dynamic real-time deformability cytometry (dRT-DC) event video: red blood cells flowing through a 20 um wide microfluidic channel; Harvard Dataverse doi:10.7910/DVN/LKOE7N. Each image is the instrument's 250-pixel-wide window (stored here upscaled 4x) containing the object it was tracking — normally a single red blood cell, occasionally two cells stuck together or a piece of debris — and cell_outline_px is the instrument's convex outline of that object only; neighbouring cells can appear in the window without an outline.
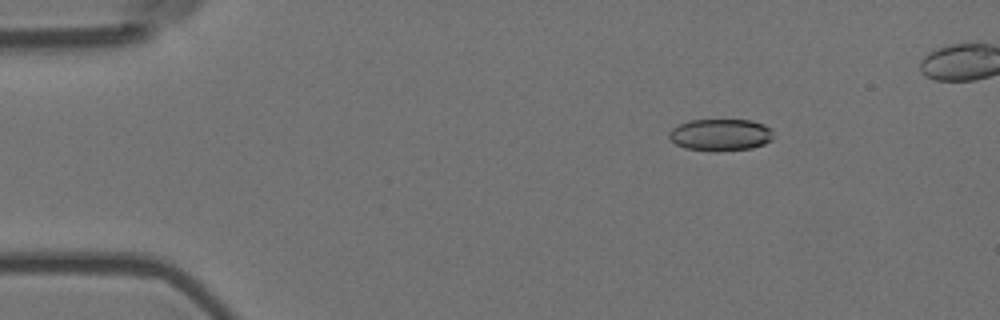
{"species": "Egyptian fruit bat (a non-hibernating species)", "species_latin": "Rousettus aegyptiacus", "temperature_condition": "room temperature", "stored_images_in_passage": 5, "camera_frame_rate_fps": 3000, "um_per_image_px": 0.085, "animal": {"sex": "female"}, "frame": {"image": 1, "passage_image": 2, "time_ms": 0.333, "image_size_px": [1000, 320], "cell_outline_px": [[772, 140], [764, 144], [752, 148], [716, 152], [684, 148], [676, 144], [668, 136], [668, 132], [672, 128], [688, 120], [752, 120], [764, 124], [772, 128]], "centroid_in_image_um": [61.25, 11.46], "position_along_channel_um": 23.8, "area_um2": 19.65}}